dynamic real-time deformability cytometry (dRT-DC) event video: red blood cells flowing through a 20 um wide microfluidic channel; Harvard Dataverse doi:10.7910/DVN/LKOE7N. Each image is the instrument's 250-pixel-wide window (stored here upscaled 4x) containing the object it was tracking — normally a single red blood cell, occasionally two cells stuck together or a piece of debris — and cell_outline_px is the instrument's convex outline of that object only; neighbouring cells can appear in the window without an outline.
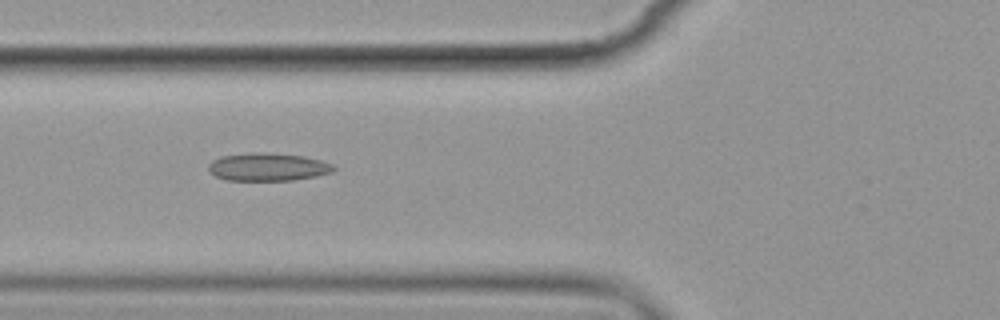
{"species": "common noctule bat (a hibernating species)", "species_latin": "Nyctalus noctula", "temperature_condition": "cold", "stored_images_in_passage": 8, "camera_frame_rate_fps": 3000, "um_per_image_px": 0.085, "animal": {"sex": "female", "body_mass_g": 19.9}, "frame": {"image": 1, "passage_image": 7, "time_ms": 7.0, "image_size_px": [1000, 320], "cell_outline_px": [[336, 168], [332, 172], [316, 176], [292, 180], [224, 180], [208, 172], [208, 164], [212, 160], [220, 156], [252, 152], [268, 152], [304, 156], [320, 160], [332, 164]], "centroid_in_image_um": [22.73, 14.18], "position_along_channel_um": 103.1, "area_um2": 20.52}}
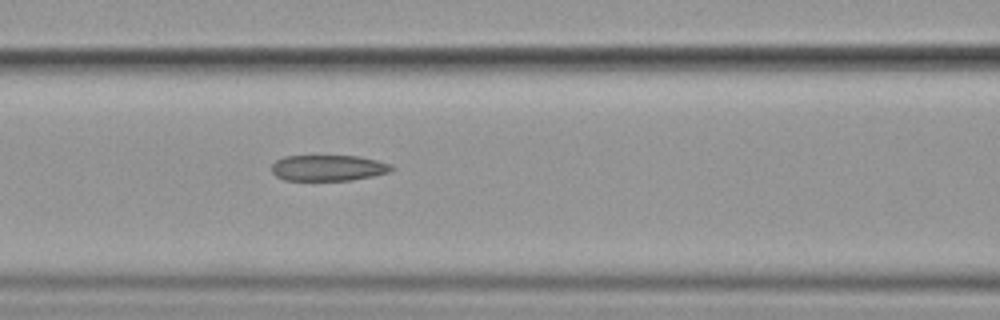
{"frame": {"image": 2, "passage_image": 8, "time_ms": 8.0, "image_size_px": [1000, 320], "cell_outline_px": [[396, 168], [388, 172], [372, 176], [352, 180], [284, 180], [276, 176], [272, 172], [272, 164], [276, 160], [284, 156], [356, 156], [376, 160], [392, 164]], "centroid_in_image_um": [27.9, 14.27], "position_along_channel_um": 138.7, "area_um2": 18.09}}